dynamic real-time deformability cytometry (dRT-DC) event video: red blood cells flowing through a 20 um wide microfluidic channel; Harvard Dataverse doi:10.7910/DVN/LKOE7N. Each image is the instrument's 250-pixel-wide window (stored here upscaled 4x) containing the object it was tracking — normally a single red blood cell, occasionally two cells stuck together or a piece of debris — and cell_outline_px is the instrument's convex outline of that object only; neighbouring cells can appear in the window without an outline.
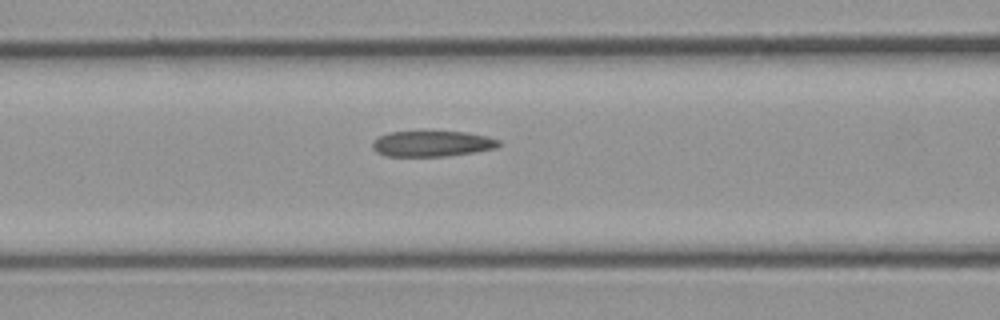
{"species": "common noctule bat (a hibernating species)", "species_latin": "Nyctalus noctula", "temperature_condition": "cold", "stored_images_in_passage": 5, "camera_frame_rate_fps": 3000, "um_per_image_px": 0.085, "animal": {"sex": "male", "body_mass_g": 23.1, "forearm_length_mm": 52.7}, "frame": {"image": 1, "passage_image": 5, "time_ms": 5.667, "image_size_px": [1000, 320], "cell_outline_px": [[500, 144], [496, 148], [472, 152], [444, 156], [384, 156], [376, 152], [372, 148], [372, 140], [388, 132], [464, 132], [488, 136], [500, 140]], "centroid_in_image_um": [36.69, 12.21], "position_along_channel_um": 129.9, "area_um2": 18.84}}